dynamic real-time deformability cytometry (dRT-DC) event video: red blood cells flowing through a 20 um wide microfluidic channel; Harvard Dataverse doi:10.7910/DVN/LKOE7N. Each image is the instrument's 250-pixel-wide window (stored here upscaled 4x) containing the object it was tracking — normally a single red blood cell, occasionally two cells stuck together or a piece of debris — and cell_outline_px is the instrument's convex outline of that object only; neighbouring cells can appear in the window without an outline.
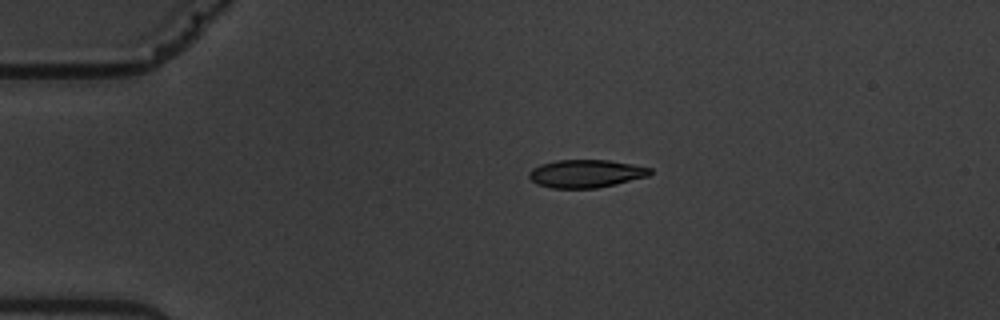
{"species": "common noctule bat (a hibernating species)", "species_latin": "Nyctalus noctula", "temperature_condition": "warm", "stored_images_in_passage": 6, "camera_frame_rate_fps": 3000, "um_per_image_px": 0.085, "animal": {"sex": "male", "body_mass_g": 19.5, "forearm_length_mm": 54.6}, "frame": {"image": 1, "passage_image": 2, "time_ms": 4.0, "image_size_px": [1000, 320], "cell_outline_px": [[652, 172], [648, 176], [616, 184], [596, 188], [552, 188], [536, 184], [528, 176], [528, 172], [532, 168], [540, 164], [556, 160], [608, 160], [632, 164], [652, 168]], "centroid_in_image_um": [49.78, 14.75], "position_along_channel_um": 35.2, "area_um2": 19.77}}
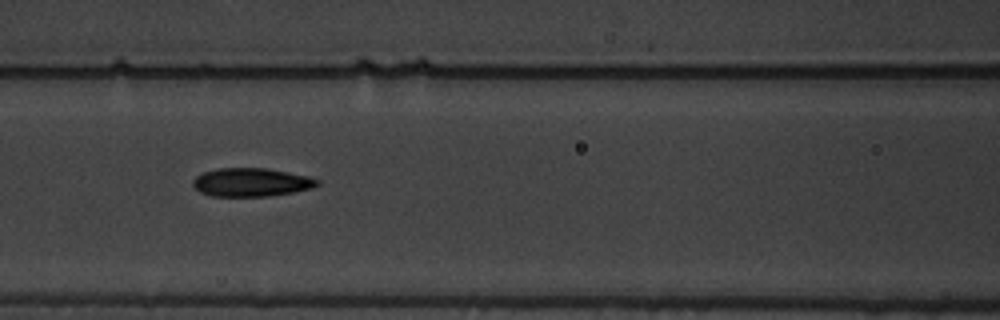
{"frame": {"image": 2, "passage_image": 5, "time_ms": 8.333, "image_size_px": [1000, 320], "cell_outline_px": [[320, 184], [312, 188], [292, 192], [268, 196], [212, 196], [200, 192], [192, 184], [192, 180], [196, 176], [204, 172], [216, 168], [268, 168], [308, 176], [320, 180]], "centroid_in_image_um": [21.36, 15.49], "position_along_channel_um": 145.2, "area_um2": 20.63}}
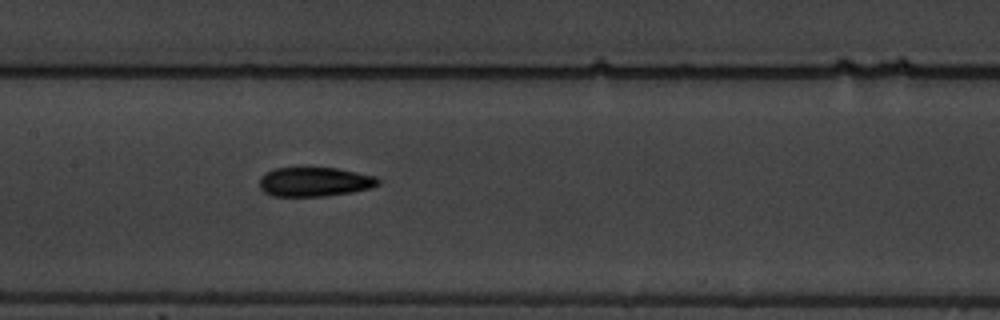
{"frame": {"image": 3, "passage_image": 6, "time_ms": 9.333, "image_size_px": [1000, 320], "cell_outline_px": [[380, 184], [368, 188], [352, 192], [324, 196], [272, 196], [264, 192], [260, 188], [260, 176], [264, 172], [272, 168], [336, 168], [376, 176], [380, 180]], "centroid_in_image_um": [26.7, 15.45], "position_along_channel_um": 180.7, "area_um2": 20.29}}